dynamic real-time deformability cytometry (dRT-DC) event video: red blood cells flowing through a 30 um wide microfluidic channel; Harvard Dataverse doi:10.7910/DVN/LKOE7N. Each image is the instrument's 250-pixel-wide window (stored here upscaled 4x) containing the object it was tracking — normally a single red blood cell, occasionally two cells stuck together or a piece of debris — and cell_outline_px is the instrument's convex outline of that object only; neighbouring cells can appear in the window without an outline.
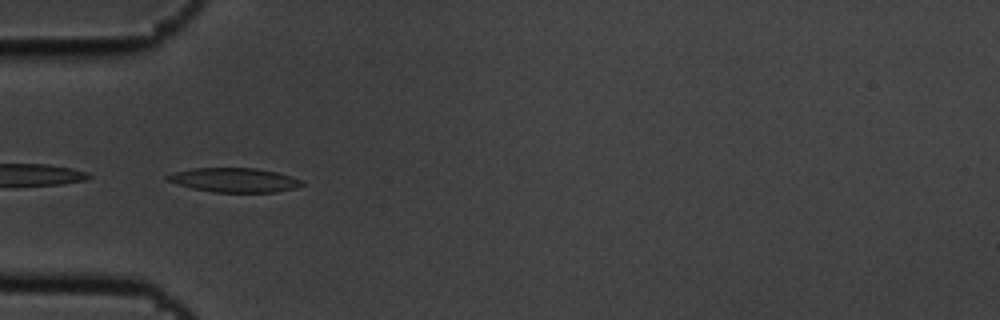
{"species": "common noctule bat (a hibernating species)", "species_latin": "Nyctalus noctula", "temperature_condition": "cold", "stored_images_in_passage": 6, "camera_frame_rate_fps": 3000, "um_per_image_px": 0.085, "animal": {"sex": "male", "body_mass_g": 19.5, "forearm_length_mm": 54.6}, "frame": {"image": 1, "passage_image": 4, "time_ms": 1.0, "image_size_px": [1000, 320], "cell_outline_px": [[304, 184], [296, 188], [276, 192], [212, 192], [192, 188], [176, 184], [164, 180], [164, 176], [172, 172], [192, 168], [256, 168], [276, 172], [304, 180]], "centroid_in_image_um": [19.88, 15.3], "position_along_channel_um": 65.1, "area_um2": 19.25}}
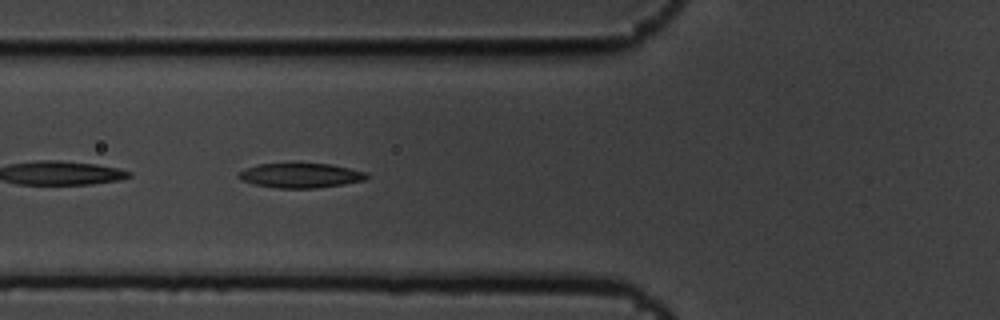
{"frame": {"image": 2, "passage_image": 5, "time_ms": 1.333, "image_size_px": [1000, 320], "cell_outline_px": [[368, 176], [364, 180], [344, 184], [316, 188], [280, 188], [252, 184], [240, 180], [236, 176], [236, 172], [244, 168], [256, 164], [332, 164], [368, 172]], "centroid_in_image_um": [25.49, 14.91], "position_along_channel_um": 100.3, "area_um2": 18.55}}
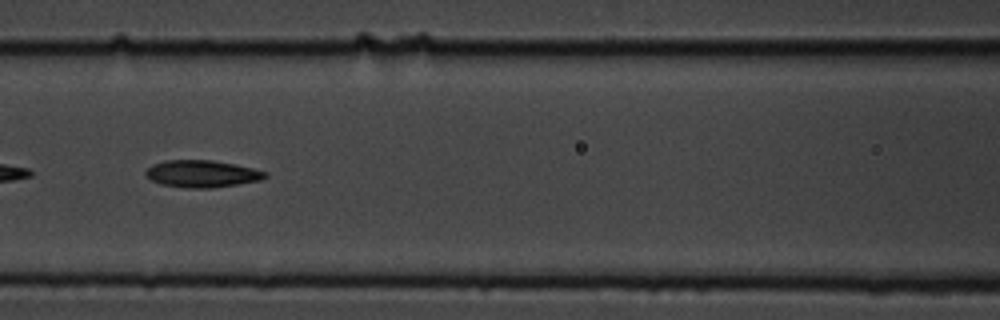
{"frame": {"image": 3, "passage_image": 6, "time_ms": 1.667, "image_size_px": [1000, 320], "cell_outline_px": [[268, 176], [260, 180], [212, 188], [188, 188], [160, 184], [152, 180], [144, 172], [152, 164], [168, 160], [212, 160], [236, 164], [268, 172]], "centroid_in_image_um": [17.18, 14.77], "position_along_channel_um": 149.4, "area_um2": 18.79}}